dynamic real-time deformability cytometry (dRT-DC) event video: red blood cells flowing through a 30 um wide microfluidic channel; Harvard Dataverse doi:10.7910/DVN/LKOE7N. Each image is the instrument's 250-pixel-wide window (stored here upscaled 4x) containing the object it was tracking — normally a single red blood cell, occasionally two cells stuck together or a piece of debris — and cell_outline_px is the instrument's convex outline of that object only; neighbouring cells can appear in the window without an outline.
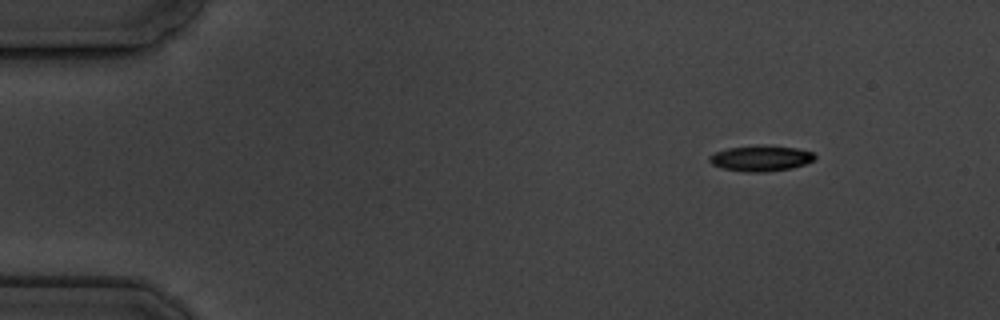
{"species": "common noctule bat (a hibernating species)", "species_latin": "Nyctalus noctula", "temperature_condition": "cold", "stored_images_in_passage": 5, "camera_frame_rate_fps": 3000, "um_per_image_px": 0.085, "animal": {"sex": "male", "body_mass_g": 19.5, "forearm_length_mm": 54.6}, "frame": {"image": 1, "passage_image": 2, "time_ms": 1.333, "image_size_px": [1000, 320], "cell_outline_px": [[816, 156], [812, 160], [804, 164], [792, 168], [764, 172], [744, 172], [720, 168], [712, 164], [708, 160], [708, 156], [716, 152], [728, 148], [756, 144], [760, 144], [796, 148], [812, 152]], "centroid_in_image_um": [64.62, 13.45], "position_along_channel_um": 20.4, "area_um2": 15.95}}
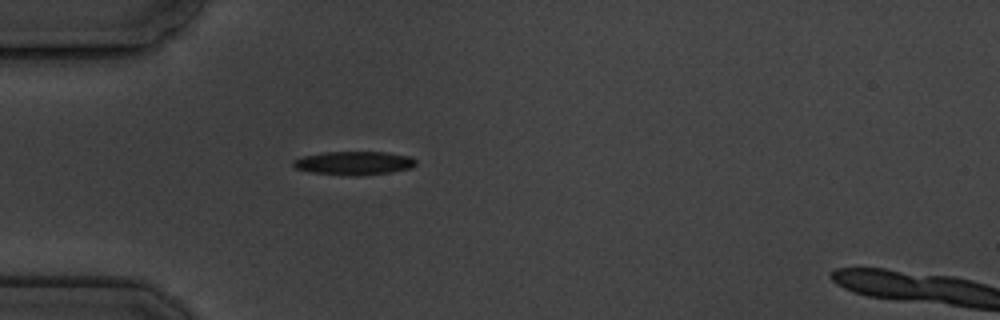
{"frame": {"image": 2, "passage_image": 5, "time_ms": 4.667, "image_size_px": [1000, 320], "cell_outline_px": [[416, 164], [412, 168], [392, 172], [356, 176], [352, 176], [312, 172], [296, 168], [292, 164], [292, 160], [304, 156], [324, 152], [388, 152], [408, 156], [416, 160]], "centroid_in_image_um": [30.11, 13.86], "position_along_channel_um": 54.9, "area_um2": 16.82}}